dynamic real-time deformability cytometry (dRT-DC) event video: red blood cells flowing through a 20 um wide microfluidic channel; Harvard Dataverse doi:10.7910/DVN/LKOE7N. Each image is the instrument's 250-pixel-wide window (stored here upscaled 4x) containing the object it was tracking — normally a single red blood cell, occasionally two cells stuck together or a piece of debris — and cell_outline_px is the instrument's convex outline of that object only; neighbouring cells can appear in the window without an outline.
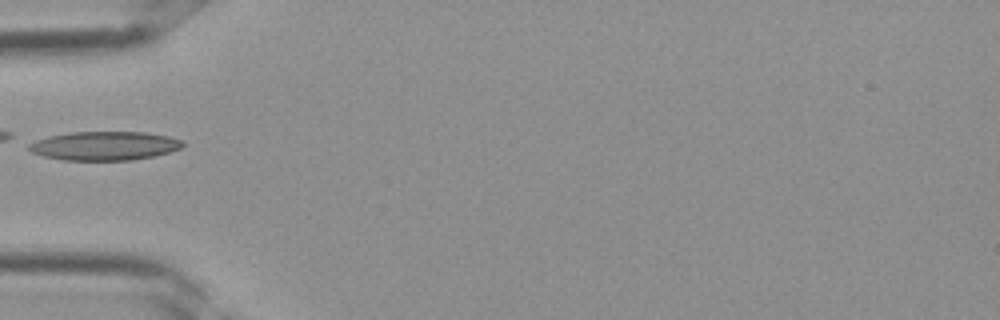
{"species": "Egyptian fruit bat (a non-hibernating species)", "species_latin": "Rousettus aegyptiacus", "temperature_condition": "room temperature", "stored_images_in_passage": 25, "camera_frame_rate_fps": 3000, "um_per_image_px": 0.085, "frame": {"image": 1, "passage_image": 1, "time_ms": 0.0, "image_size_px": [1000, 320], "cell_outline_px": [[184, 144], [180, 148], [156, 156], [132, 160], [64, 160], [44, 156], [32, 152], [28, 148], [28, 144], [36, 140], [48, 136], [72, 132], [144, 132], [168, 136], [184, 140]], "centroid_in_image_um": [8.9, 12.39], "position_along_channel_um": 76.1, "area_um2": 25.84}}